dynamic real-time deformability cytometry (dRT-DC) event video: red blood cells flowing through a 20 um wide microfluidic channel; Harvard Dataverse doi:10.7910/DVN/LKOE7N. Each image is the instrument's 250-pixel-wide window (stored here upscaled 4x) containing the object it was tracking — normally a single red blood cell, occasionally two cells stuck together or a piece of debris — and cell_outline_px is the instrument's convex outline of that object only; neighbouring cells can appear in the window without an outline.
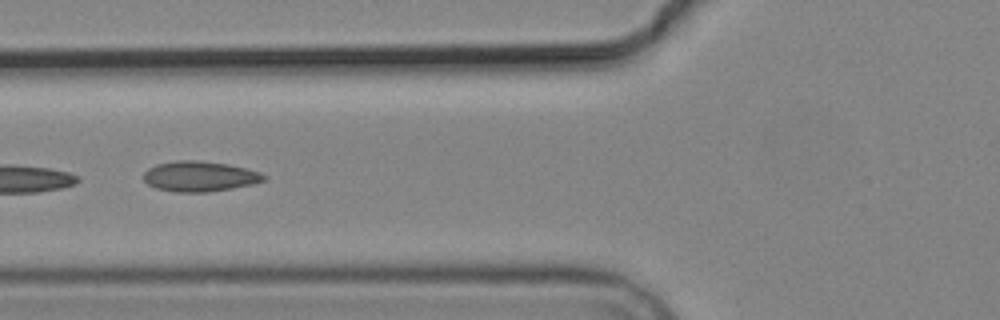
{"species": "common noctule bat (a hibernating species)", "species_latin": "Nyctalus noctula", "temperature_condition": "cold", "stored_images_in_passage": 9, "camera_frame_rate_fps": 3000, "um_per_image_px": 0.085, "animal": {"sex": "male", "body_mass_g": 19.2, "forearm_length_mm": 51.8}, "frame": {"image": 1, "passage_image": 6, "time_ms": 6.0, "image_size_px": [1000, 320], "cell_outline_px": [[268, 176], [264, 180], [252, 184], [232, 188], [208, 192], [176, 192], [156, 188], [148, 184], [144, 180], [144, 172], [148, 168], [156, 164], [176, 160], [196, 160], [228, 164], [260, 172]], "centroid_in_image_um": [16.96, 14.99], "position_along_channel_um": 108.8, "area_um2": 21.21}}
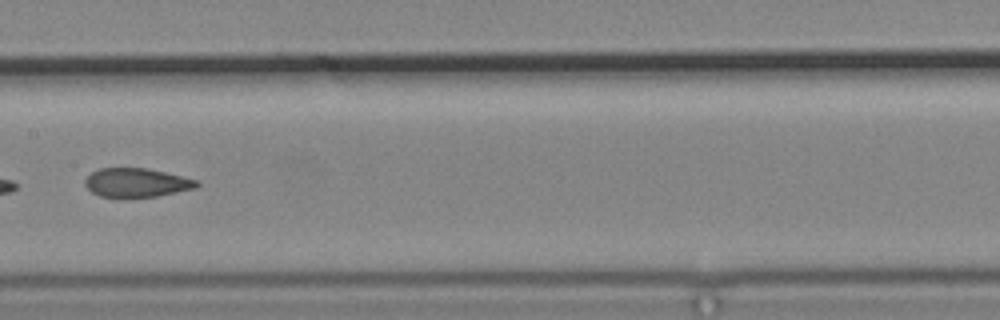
{"frame": {"image": 2, "passage_image": 8, "time_ms": 8.333, "image_size_px": [1000, 320], "cell_outline_px": [[200, 184], [196, 188], [156, 196], [100, 196], [92, 192], [84, 184], [84, 180], [92, 172], [100, 168], [148, 168], [200, 180]], "centroid_in_image_um": [11.64, 15.5], "position_along_channel_um": 195.8, "area_um2": 18.61}}
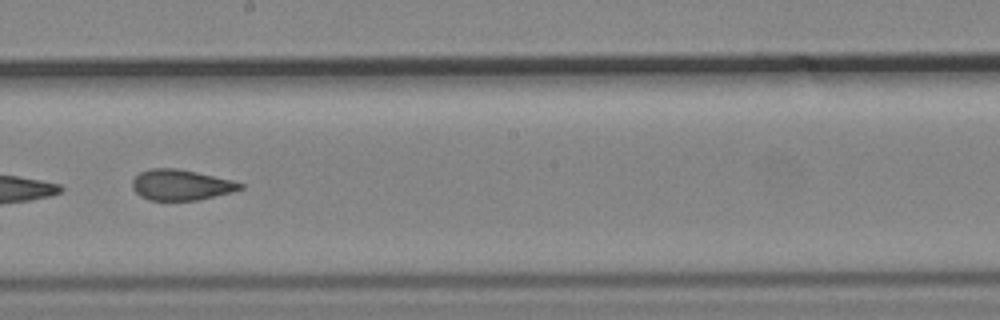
{"frame": {"image": 3, "passage_image": 9, "time_ms": 9.333, "image_size_px": [1000, 320], "cell_outline_px": [[244, 188], [232, 192], [196, 200], [148, 200], [140, 196], [132, 188], [132, 180], [140, 172], [148, 168], [176, 168], [196, 172], [232, 180], [244, 184]], "centroid_in_image_um": [15.36, 15.71], "position_along_channel_um": 232.8, "area_um2": 19.25}}